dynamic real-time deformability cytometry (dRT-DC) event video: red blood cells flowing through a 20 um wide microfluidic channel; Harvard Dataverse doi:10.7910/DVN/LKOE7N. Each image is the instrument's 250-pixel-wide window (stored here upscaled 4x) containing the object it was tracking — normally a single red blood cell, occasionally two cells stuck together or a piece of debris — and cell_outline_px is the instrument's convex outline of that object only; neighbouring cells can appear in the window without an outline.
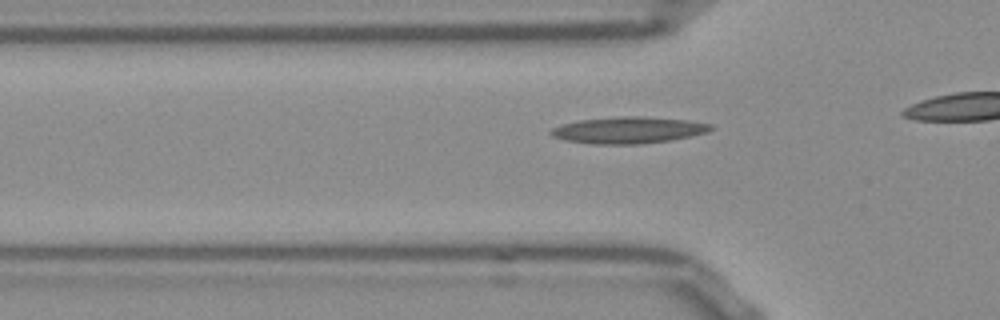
{"species": "Egyptian fruit bat (a non-hibernating species)", "species_latin": "Rousettus aegyptiacus", "temperature_condition": "room temperature", "stored_images_in_passage": 32, "camera_frame_rate_fps": 3000, "um_per_image_px": 0.085, "frame": {"image": 1, "passage_image": 7, "time_ms": 2.0, "image_size_px": [1000, 320], "cell_outline_px": [[712, 128], [708, 132], [668, 140], [640, 144], [592, 144], [564, 140], [552, 136], [548, 132], [552, 128], [560, 124], [580, 120], [620, 116], [640, 116], [688, 120], [712, 124]], "centroid_in_image_um": [53.36, 11.05], "position_along_channel_um": 72.4, "area_um2": 24.68}}
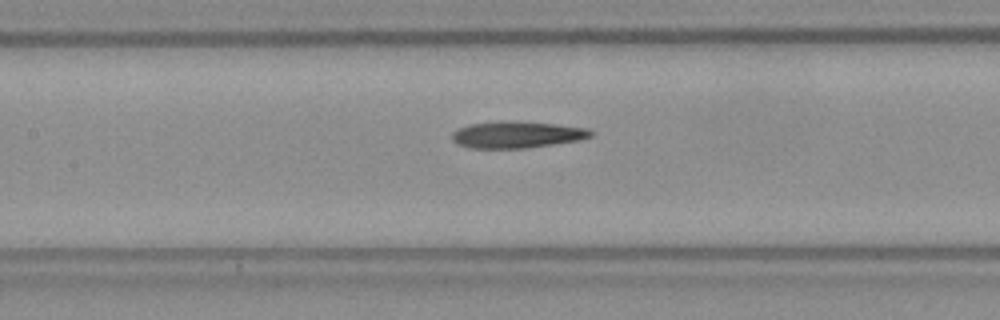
{"frame": {"image": 2, "passage_image": 14, "time_ms": 4.333, "image_size_px": [1000, 320], "cell_outline_px": [[596, 132], [592, 136], [580, 140], [528, 148], [468, 148], [456, 144], [452, 140], [452, 132], [456, 128], [468, 124], [504, 120], [516, 120], [556, 124], [588, 128]], "centroid_in_image_um": [43.92, 11.43], "position_along_channel_um": 163.5, "area_um2": 22.14}}
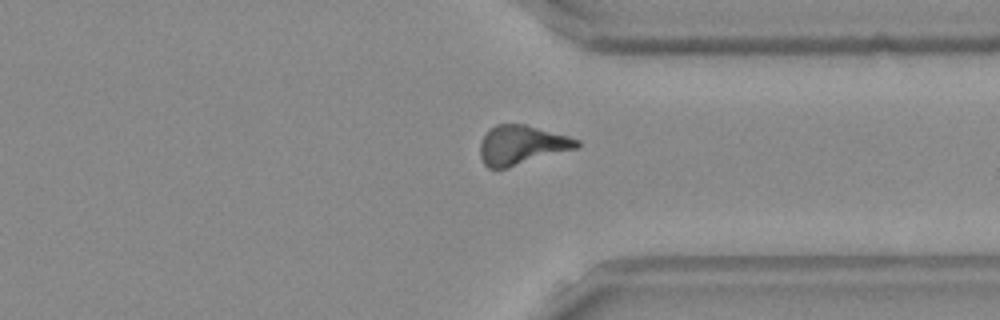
{"frame": {"image": 3, "passage_image": 30, "time_ms": 9.667, "image_size_px": [1000, 320], "cell_outline_px": [[580, 148], [508, 168], [488, 168], [484, 164], [480, 156], [480, 140], [496, 124], [524, 124], [568, 136], [580, 140]], "centroid_in_image_um": [44.37, 12.34], "position_along_channel_um": 367.0, "area_um2": 22.25}}